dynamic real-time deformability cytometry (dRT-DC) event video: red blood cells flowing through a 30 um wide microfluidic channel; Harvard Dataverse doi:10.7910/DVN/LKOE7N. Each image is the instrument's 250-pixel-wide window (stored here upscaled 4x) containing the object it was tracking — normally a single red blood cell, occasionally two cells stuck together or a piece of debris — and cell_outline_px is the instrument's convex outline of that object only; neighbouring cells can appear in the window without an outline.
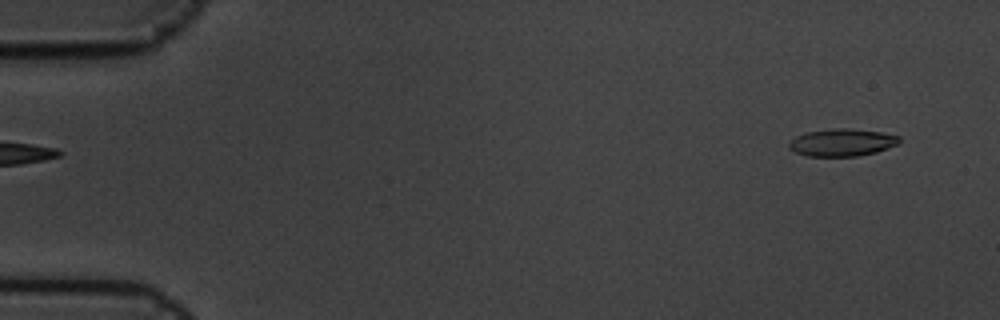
{"species": "common noctule bat (a hibernating species)", "species_latin": "Nyctalus noctula", "temperature_condition": "cold", "stored_images_in_passage": 2, "camera_frame_rate_fps": 3000, "um_per_image_px": 0.085, "animal": {"sex": "male", "body_mass_g": 19.5, "forearm_length_mm": 54.6}, "frame": {"image": 1, "passage_image": 2, "time_ms": 0.333, "image_size_px": [1000, 320], "cell_outline_px": [[900, 144], [876, 152], [856, 156], [808, 156], [796, 152], [788, 148], [788, 140], [796, 136], [808, 132], [836, 128], [844, 128], [880, 132], [900, 136]], "centroid_in_image_um": [71.57, 12.11], "position_along_channel_um": 13.4, "area_um2": 17.57}}